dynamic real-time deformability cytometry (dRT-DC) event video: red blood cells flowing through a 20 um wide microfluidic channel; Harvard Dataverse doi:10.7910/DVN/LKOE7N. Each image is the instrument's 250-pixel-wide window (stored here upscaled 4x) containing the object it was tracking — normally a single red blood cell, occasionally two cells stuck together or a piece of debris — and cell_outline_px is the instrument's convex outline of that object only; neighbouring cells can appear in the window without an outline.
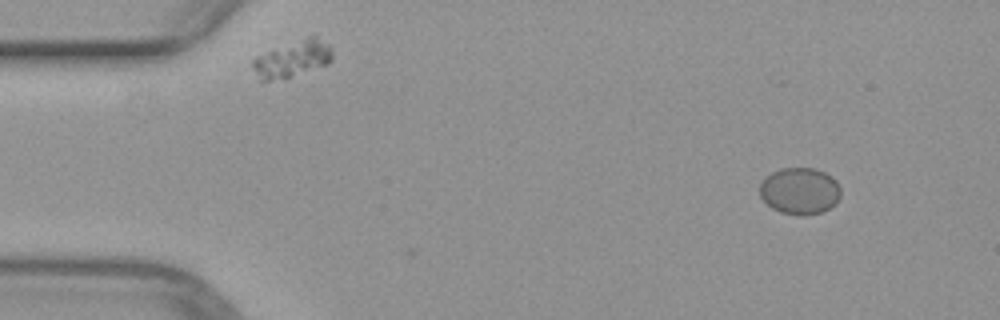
{"species": "common noctule bat (a hibernating species)", "species_latin": "Nyctalus noctula", "temperature_condition": "warm", "stored_images_in_passage": 47, "camera_frame_rate_fps": 3000, "um_per_image_px": 0.085, "animal": {"sex": "female", "body_mass_g": 29.2, "forearm_length_mm": 56.3}, "frame": {"image": 1, "passage_image": 1, "time_ms": 0.0, "image_size_px": [1000, 320], "cell_outline_px": [[840, 196], [836, 204], [820, 212], [800, 216], [780, 212], [772, 208], [760, 196], [760, 184], [772, 172], [780, 168], [812, 168], [824, 172], [832, 176], [836, 180], [840, 188]], "centroid_in_image_um": [67.99, 16.23], "position_along_channel_um": 17.0, "area_um2": 21.96}}
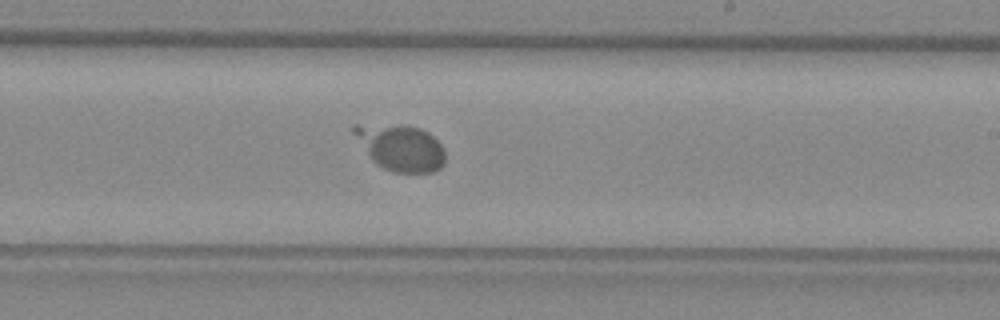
{"frame": {"image": 2, "passage_image": 26, "time_ms": 8.333, "image_size_px": [1000, 320], "cell_outline_px": [[444, 164], [440, 168], [432, 172], [392, 172], [376, 164], [372, 160], [352, 132], [352, 124], [408, 124], [420, 128], [428, 132], [440, 144], [444, 152]], "centroid_in_image_um": [34.03, 12.52], "position_along_channel_um": 255.0, "area_um2": 24.68}}
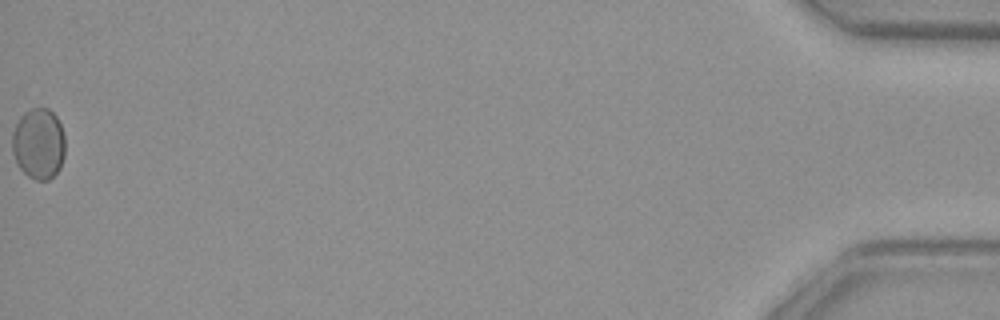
{"frame": {"image": 3, "passage_image": 47, "time_ms": 15.333, "image_size_px": [1000, 320], "cell_outline_px": [[64, 156], [60, 168], [48, 180], [36, 180], [28, 176], [16, 164], [12, 152], [12, 132], [20, 116], [24, 112], [32, 108], [48, 108], [56, 116], [60, 124], [64, 136]], "centroid_in_image_um": [3.26, 12.21], "position_along_channel_um": 431.9, "area_um2": 21.96}}